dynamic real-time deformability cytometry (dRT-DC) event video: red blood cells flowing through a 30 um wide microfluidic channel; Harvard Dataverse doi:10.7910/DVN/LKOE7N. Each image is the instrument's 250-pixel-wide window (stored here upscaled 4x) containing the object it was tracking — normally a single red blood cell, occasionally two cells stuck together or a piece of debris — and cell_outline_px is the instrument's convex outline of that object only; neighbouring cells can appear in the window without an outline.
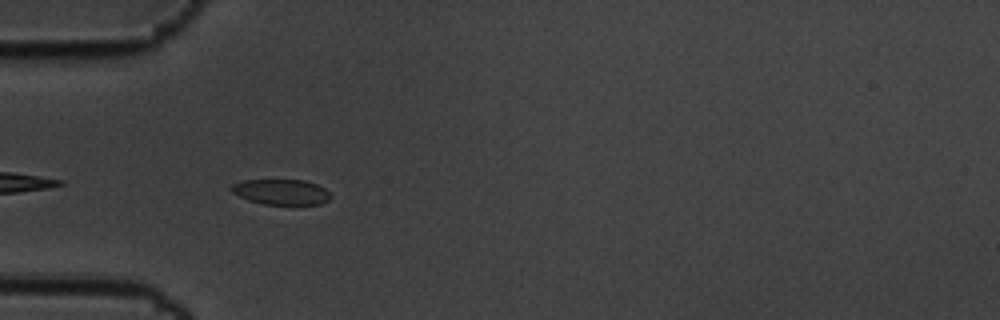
{"species": "common noctule bat (a hibernating species)", "species_latin": "Nyctalus noctula", "temperature_condition": "cold", "stored_images_in_passage": 6, "camera_frame_rate_fps": 3000, "um_per_image_px": 0.085, "animal": {"sex": "male", "body_mass_g": 19.5, "forearm_length_mm": 54.6}, "frame": {"image": 1, "passage_image": 3, "time_ms": 0.667, "image_size_px": [1000, 320], "cell_outline_px": [[332, 196], [328, 200], [320, 204], [264, 204], [248, 200], [232, 192], [228, 188], [232, 184], [244, 180], [304, 180], [316, 184], [324, 188]], "centroid_in_image_um": [23.88, 16.31], "position_along_channel_um": 61.1, "area_um2": 14.62}}